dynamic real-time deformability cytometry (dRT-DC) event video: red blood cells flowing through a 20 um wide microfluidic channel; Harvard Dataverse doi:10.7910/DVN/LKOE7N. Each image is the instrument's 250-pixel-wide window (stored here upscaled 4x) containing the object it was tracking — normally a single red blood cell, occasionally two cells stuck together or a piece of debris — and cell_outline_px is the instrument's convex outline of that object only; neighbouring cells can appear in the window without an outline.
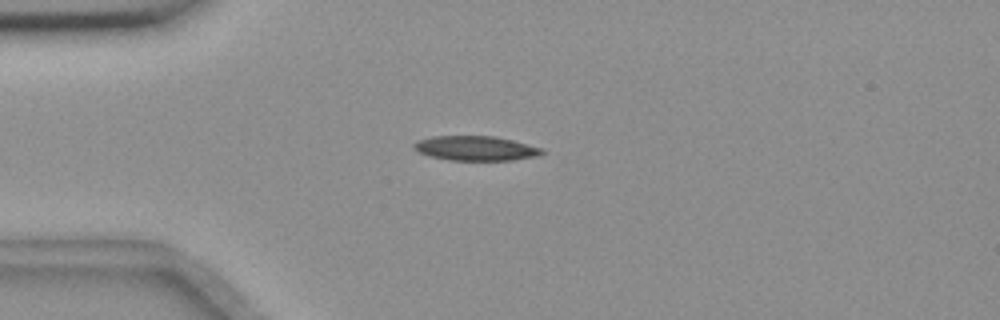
{"species": "common noctule bat (a hibernating species)", "species_latin": "Nyctalus noctula", "temperature_condition": "room temperature", "stored_images_in_passage": 8, "camera_frame_rate_fps": 3000, "um_per_image_px": 0.085, "animal": {"sex": "female", "body_mass_g": 18.4}, "frame": {"image": 1, "passage_image": 2, "time_ms": 1.0, "image_size_px": [1000, 320], "cell_outline_px": [[548, 152], [540, 156], [512, 160], [448, 160], [432, 156], [420, 152], [412, 148], [412, 144], [416, 140], [432, 136], [492, 136], [512, 140], [544, 148]], "centroid_in_image_um": [40.48, 12.6], "position_along_channel_um": 44.5, "area_um2": 18.55}}
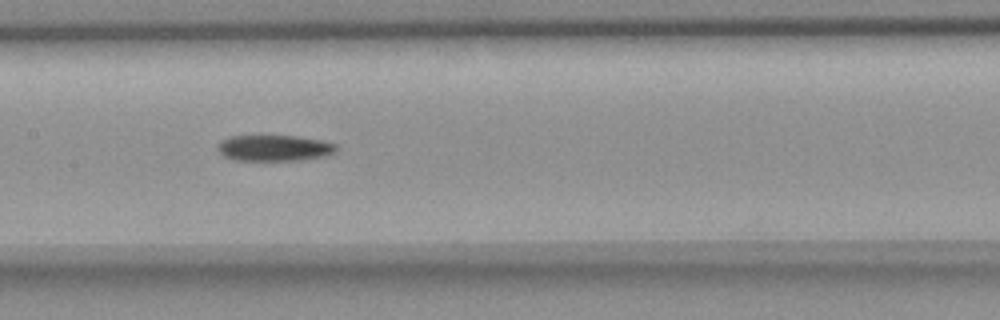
{"frame": {"image": 2, "passage_image": 6, "time_ms": 5.333, "image_size_px": [1000, 320], "cell_outline_px": [[340, 148], [328, 156], [300, 160], [236, 160], [224, 156], [216, 148], [216, 144], [220, 140], [232, 136], [296, 136], [324, 140], [336, 144]], "centroid_in_image_um": [23.35, 12.58], "position_along_channel_um": 184.1, "area_um2": 18.21}}
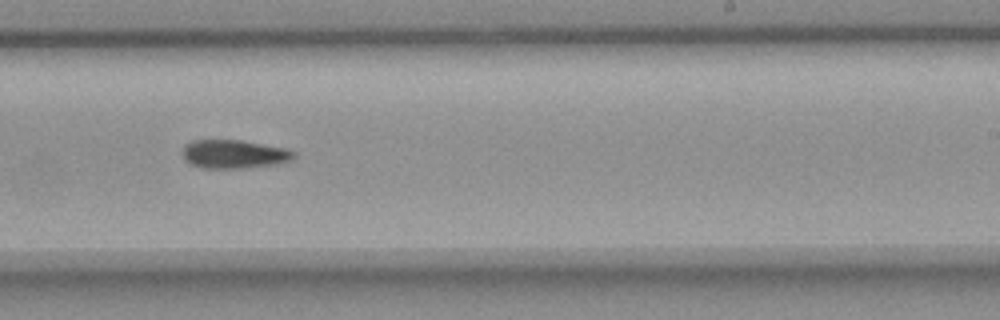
{"frame": {"image": 3, "passage_image": 8, "time_ms": 7.667, "image_size_px": [1000, 320], "cell_outline_px": [[296, 156], [292, 160], [276, 164], [244, 168], [200, 168], [184, 160], [184, 144], [192, 140], [240, 140], [284, 148], [296, 152]], "centroid_in_image_um": [19.89, 13.1], "position_along_channel_um": 269.1, "area_um2": 18.5}}